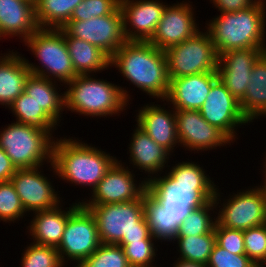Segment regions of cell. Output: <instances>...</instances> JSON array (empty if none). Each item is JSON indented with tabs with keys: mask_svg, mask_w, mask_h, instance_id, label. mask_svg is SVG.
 <instances>
[{
	"mask_svg": "<svg viewBox=\"0 0 266 267\" xmlns=\"http://www.w3.org/2000/svg\"><path fill=\"white\" fill-rule=\"evenodd\" d=\"M172 165L168 173L165 170L163 176H154L147 182V190L166 213L181 224L192 209L214 199L217 186L197 162L182 161Z\"/></svg>",
	"mask_w": 266,
	"mask_h": 267,
	"instance_id": "6da1fadb",
	"label": "cell"
},
{
	"mask_svg": "<svg viewBox=\"0 0 266 267\" xmlns=\"http://www.w3.org/2000/svg\"><path fill=\"white\" fill-rule=\"evenodd\" d=\"M113 66L151 98L165 100L170 79L164 50L149 41H126L110 58Z\"/></svg>",
	"mask_w": 266,
	"mask_h": 267,
	"instance_id": "7a4b0ae2",
	"label": "cell"
},
{
	"mask_svg": "<svg viewBox=\"0 0 266 267\" xmlns=\"http://www.w3.org/2000/svg\"><path fill=\"white\" fill-rule=\"evenodd\" d=\"M110 155L95 145L84 143L82 138L60 137L54 140L52 163L49 166L54 176L57 175L67 184L87 186L93 191L118 160Z\"/></svg>",
	"mask_w": 266,
	"mask_h": 267,
	"instance_id": "3957f363",
	"label": "cell"
},
{
	"mask_svg": "<svg viewBox=\"0 0 266 267\" xmlns=\"http://www.w3.org/2000/svg\"><path fill=\"white\" fill-rule=\"evenodd\" d=\"M266 1L259 0L251 7L221 13L205 23L217 54L229 50L266 48Z\"/></svg>",
	"mask_w": 266,
	"mask_h": 267,
	"instance_id": "277c9868",
	"label": "cell"
},
{
	"mask_svg": "<svg viewBox=\"0 0 266 267\" xmlns=\"http://www.w3.org/2000/svg\"><path fill=\"white\" fill-rule=\"evenodd\" d=\"M93 77L77 75L65 84V109L90 118L119 116L130 105V92L126 87Z\"/></svg>",
	"mask_w": 266,
	"mask_h": 267,
	"instance_id": "5b68a950",
	"label": "cell"
},
{
	"mask_svg": "<svg viewBox=\"0 0 266 267\" xmlns=\"http://www.w3.org/2000/svg\"><path fill=\"white\" fill-rule=\"evenodd\" d=\"M83 206L95 217L103 244L155 240L144 215L143 194L128 202Z\"/></svg>",
	"mask_w": 266,
	"mask_h": 267,
	"instance_id": "8992f818",
	"label": "cell"
},
{
	"mask_svg": "<svg viewBox=\"0 0 266 267\" xmlns=\"http://www.w3.org/2000/svg\"><path fill=\"white\" fill-rule=\"evenodd\" d=\"M53 135L38 126L13 122L2 127L0 147L16 169L44 167L52 163L53 144L57 138Z\"/></svg>",
	"mask_w": 266,
	"mask_h": 267,
	"instance_id": "52a82bcc",
	"label": "cell"
},
{
	"mask_svg": "<svg viewBox=\"0 0 266 267\" xmlns=\"http://www.w3.org/2000/svg\"><path fill=\"white\" fill-rule=\"evenodd\" d=\"M24 44L40 62L37 63L39 66L24 57L31 74L58 81L59 86L62 83V87L77 76L65 41L64 28H39Z\"/></svg>",
	"mask_w": 266,
	"mask_h": 267,
	"instance_id": "ba28073f",
	"label": "cell"
},
{
	"mask_svg": "<svg viewBox=\"0 0 266 267\" xmlns=\"http://www.w3.org/2000/svg\"><path fill=\"white\" fill-rule=\"evenodd\" d=\"M164 50L169 78L217 72L219 55L206 29Z\"/></svg>",
	"mask_w": 266,
	"mask_h": 267,
	"instance_id": "9c48e42d",
	"label": "cell"
},
{
	"mask_svg": "<svg viewBox=\"0 0 266 267\" xmlns=\"http://www.w3.org/2000/svg\"><path fill=\"white\" fill-rule=\"evenodd\" d=\"M219 189L217 186L213 200L216 207L220 208L215 212L216 222L220 226L245 231L266 223L265 199L259 185L239 190L235 194L233 192L229 199L224 198L223 203Z\"/></svg>",
	"mask_w": 266,
	"mask_h": 267,
	"instance_id": "30bf717a",
	"label": "cell"
},
{
	"mask_svg": "<svg viewBox=\"0 0 266 267\" xmlns=\"http://www.w3.org/2000/svg\"><path fill=\"white\" fill-rule=\"evenodd\" d=\"M100 244L95 217L88 208L80 204L69 215L61 243L57 247L62 264L67 266L75 261L74 267L78 266Z\"/></svg>",
	"mask_w": 266,
	"mask_h": 267,
	"instance_id": "8fae6325",
	"label": "cell"
},
{
	"mask_svg": "<svg viewBox=\"0 0 266 267\" xmlns=\"http://www.w3.org/2000/svg\"><path fill=\"white\" fill-rule=\"evenodd\" d=\"M63 28L72 37L98 47L109 58L127 41L123 33V16L119 6L111 14L89 20L69 21Z\"/></svg>",
	"mask_w": 266,
	"mask_h": 267,
	"instance_id": "7c38bea8",
	"label": "cell"
},
{
	"mask_svg": "<svg viewBox=\"0 0 266 267\" xmlns=\"http://www.w3.org/2000/svg\"><path fill=\"white\" fill-rule=\"evenodd\" d=\"M116 161L103 179L91 192V197L80 201L82 205H103L128 202L138 199L146 190L147 182H137L133 170ZM138 183V184H137Z\"/></svg>",
	"mask_w": 266,
	"mask_h": 267,
	"instance_id": "4fadbf2b",
	"label": "cell"
},
{
	"mask_svg": "<svg viewBox=\"0 0 266 267\" xmlns=\"http://www.w3.org/2000/svg\"><path fill=\"white\" fill-rule=\"evenodd\" d=\"M202 117L212 126L221 130L233 143L237 138V129L250 122L241 112L237 100L218 78L211 86L202 107Z\"/></svg>",
	"mask_w": 266,
	"mask_h": 267,
	"instance_id": "5bb4252c",
	"label": "cell"
},
{
	"mask_svg": "<svg viewBox=\"0 0 266 267\" xmlns=\"http://www.w3.org/2000/svg\"><path fill=\"white\" fill-rule=\"evenodd\" d=\"M176 128L181 147L204 152L233 143L221 130L209 124L199 110H175Z\"/></svg>",
	"mask_w": 266,
	"mask_h": 267,
	"instance_id": "9a60e30c",
	"label": "cell"
},
{
	"mask_svg": "<svg viewBox=\"0 0 266 267\" xmlns=\"http://www.w3.org/2000/svg\"><path fill=\"white\" fill-rule=\"evenodd\" d=\"M41 168L40 166L32 169H17L11 177V182L27 213L50 210L63 202L62 197L55 191L51 179L44 176Z\"/></svg>",
	"mask_w": 266,
	"mask_h": 267,
	"instance_id": "2e32d148",
	"label": "cell"
},
{
	"mask_svg": "<svg viewBox=\"0 0 266 267\" xmlns=\"http://www.w3.org/2000/svg\"><path fill=\"white\" fill-rule=\"evenodd\" d=\"M188 2H177L166 5L162 18L149 42L161 50L179 44L200 31L196 23L194 5Z\"/></svg>",
	"mask_w": 266,
	"mask_h": 267,
	"instance_id": "e0dca14e",
	"label": "cell"
},
{
	"mask_svg": "<svg viewBox=\"0 0 266 267\" xmlns=\"http://www.w3.org/2000/svg\"><path fill=\"white\" fill-rule=\"evenodd\" d=\"M166 5L161 0H120L125 39L149 41L156 31Z\"/></svg>",
	"mask_w": 266,
	"mask_h": 267,
	"instance_id": "ac0fdd59",
	"label": "cell"
},
{
	"mask_svg": "<svg viewBox=\"0 0 266 267\" xmlns=\"http://www.w3.org/2000/svg\"><path fill=\"white\" fill-rule=\"evenodd\" d=\"M264 52L266 48H247L219 55L218 78L237 100L246 94L252 67Z\"/></svg>",
	"mask_w": 266,
	"mask_h": 267,
	"instance_id": "d6986e66",
	"label": "cell"
},
{
	"mask_svg": "<svg viewBox=\"0 0 266 267\" xmlns=\"http://www.w3.org/2000/svg\"><path fill=\"white\" fill-rule=\"evenodd\" d=\"M169 79V90L164 101L175 110H199L218 74L205 72Z\"/></svg>",
	"mask_w": 266,
	"mask_h": 267,
	"instance_id": "ffe728a7",
	"label": "cell"
},
{
	"mask_svg": "<svg viewBox=\"0 0 266 267\" xmlns=\"http://www.w3.org/2000/svg\"><path fill=\"white\" fill-rule=\"evenodd\" d=\"M163 102L165 103L163 106L160 104L156 105L155 102L144 104L135 115V121L158 145L173 154L175 151L174 147L176 145L180 146L176 128L175 109H166L164 105L167 103Z\"/></svg>",
	"mask_w": 266,
	"mask_h": 267,
	"instance_id": "44dd1931",
	"label": "cell"
},
{
	"mask_svg": "<svg viewBox=\"0 0 266 267\" xmlns=\"http://www.w3.org/2000/svg\"><path fill=\"white\" fill-rule=\"evenodd\" d=\"M136 126L128 145V152L130 154V158H128L130 159L129 164H132L133 168L141 170L140 172L144 170V173L148 175L143 180L149 182L154 176L162 174L165 167L169 169L170 165H168V162L172 158V154L164 147L158 145L137 124Z\"/></svg>",
	"mask_w": 266,
	"mask_h": 267,
	"instance_id": "7402d4cb",
	"label": "cell"
},
{
	"mask_svg": "<svg viewBox=\"0 0 266 267\" xmlns=\"http://www.w3.org/2000/svg\"><path fill=\"white\" fill-rule=\"evenodd\" d=\"M34 1L0 0V40L16 36L24 42L39 29Z\"/></svg>",
	"mask_w": 266,
	"mask_h": 267,
	"instance_id": "603a6c76",
	"label": "cell"
},
{
	"mask_svg": "<svg viewBox=\"0 0 266 267\" xmlns=\"http://www.w3.org/2000/svg\"><path fill=\"white\" fill-rule=\"evenodd\" d=\"M78 199L70 207L63 210L61 203L56 208L50 210L33 212V219L29 222L27 229L28 235L31 236L32 243L38 245H46L58 247L61 243L64 228L67 223L69 215L80 205Z\"/></svg>",
	"mask_w": 266,
	"mask_h": 267,
	"instance_id": "cb8c5ba5",
	"label": "cell"
},
{
	"mask_svg": "<svg viewBox=\"0 0 266 267\" xmlns=\"http://www.w3.org/2000/svg\"><path fill=\"white\" fill-rule=\"evenodd\" d=\"M0 55V105L6 109L24 92L31 72L19 52L12 50Z\"/></svg>",
	"mask_w": 266,
	"mask_h": 267,
	"instance_id": "d4e9b609",
	"label": "cell"
},
{
	"mask_svg": "<svg viewBox=\"0 0 266 267\" xmlns=\"http://www.w3.org/2000/svg\"><path fill=\"white\" fill-rule=\"evenodd\" d=\"M246 94L239 101L241 112L252 123L254 119L266 117V52L252 67Z\"/></svg>",
	"mask_w": 266,
	"mask_h": 267,
	"instance_id": "484cf974",
	"label": "cell"
},
{
	"mask_svg": "<svg viewBox=\"0 0 266 267\" xmlns=\"http://www.w3.org/2000/svg\"><path fill=\"white\" fill-rule=\"evenodd\" d=\"M57 87V81L30 74L26 81L24 92L32 96L59 127L62 113L65 110V98L64 93L59 89L60 87Z\"/></svg>",
	"mask_w": 266,
	"mask_h": 267,
	"instance_id": "4316f807",
	"label": "cell"
},
{
	"mask_svg": "<svg viewBox=\"0 0 266 267\" xmlns=\"http://www.w3.org/2000/svg\"><path fill=\"white\" fill-rule=\"evenodd\" d=\"M65 41L77 75L95 74L110 68V58L98 47L72 37L66 30Z\"/></svg>",
	"mask_w": 266,
	"mask_h": 267,
	"instance_id": "83f0119b",
	"label": "cell"
},
{
	"mask_svg": "<svg viewBox=\"0 0 266 267\" xmlns=\"http://www.w3.org/2000/svg\"><path fill=\"white\" fill-rule=\"evenodd\" d=\"M143 205L150 233L155 240L174 243L180 226L178 221L166 213L161 203L148 190L143 193Z\"/></svg>",
	"mask_w": 266,
	"mask_h": 267,
	"instance_id": "f1b7e54d",
	"label": "cell"
},
{
	"mask_svg": "<svg viewBox=\"0 0 266 267\" xmlns=\"http://www.w3.org/2000/svg\"><path fill=\"white\" fill-rule=\"evenodd\" d=\"M83 0H35V18L40 29H61Z\"/></svg>",
	"mask_w": 266,
	"mask_h": 267,
	"instance_id": "f546056e",
	"label": "cell"
},
{
	"mask_svg": "<svg viewBox=\"0 0 266 267\" xmlns=\"http://www.w3.org/2000/svg\"><path fill=\"white\" fill-rule=\"evenodd\" d=\"M14 117L15 122L27 125L38 126L49 130L52 134L57 130V124L45 113L32 96L23 92L8 107Z\"/></svg>",
	"mask_w": 266,
	"mask_h": 267,
	"instance_id": "4dcf8cb0",
	"label": "cell"
},
{
	"mask_svg": "<svg viewBox=\"0 0 266 267\" xmlns=\"http://www.w3.org/2000/svg\"><path fill=\"white\" fill-rule=\"evenodd\" d=\"M177 251L180 253L177 259L207 264L212 249L216 243L214 229L203 235L176 237Z\"/></svg>",
	"mask_w": 266,
	"mask_h": 267,
	"instance_id": "1f68e13d",
	"label": "cell"
},
{
	"mask_svg": "<svg viewBox=\"0 0 266 267\" xmlns=\"http://www.w3.org/2000/svg\"><path fill=\"white\" fill-rule=\"evenodd\" d=\"M215 209L217 210L214 200L192 209L180 224L176 237L197 236L211 232L216 224V215L213 216Z\"/></svg>",
	"mask_w": 266,
	"mask_h": 267,
	"instance_id": "d6a6232c",
	"label": "cell"
},
{
	"mask_svg": "<svg viewBox=\"0 0 266 267\" xmlns=\"http://www.w3.org/2000/svg\"><path fill=\"white\" fill-rule=\"evenodd\" d=\"M76 267H130L123 248L118 244H103Z\"/></svg>",
	"mask_w": 266,
	"mask_h": 267,
	"instance_id": "836d02e7",
	"label": "cell"
},
{
	"mask_svg": "<svg viewBox=\"0 0 266 267\" xmlns=\"http://www.w3.org/2000/svg\"><path fill=\"white\" fill-rule=\"evenodd\" d=\"M156 243V240H140L117 244L123 248L130 267H157L154 265L158 251Z\"/></svg>",
	"mask_w": 266,
	"mask_h": 267,
	"instance_id": "e575fe53",
	"label": "cell"
},
{
	"mask_svg": "<svg viewBox=\"0 0 266 267\" xmlns=\"http://www.w3.org/2000/svg\"><path fill=\"white\" fill-rule=\"evenodd\" d=\"M27 216L13 183L0 182V221L11 223Z\"/></svg>",
	"mask_w": 266,
	"mask_h": 267,
	"instance_id": "d590c367",
	"label": "cell"
},
{
	"mask_svg": "<svg viewBox=\"0 0 266 267\" xmlns=\"http://www.w3.org/2000/svg\"><path fill=\"white\" fill-rule=\"evenodd\" d=\"M21 257L22 267H64L56 247L30 243Z\"/></svg>",
	"mask_w": 266,
	"mask_h": 267,
	"instance_id": "8d00e7d4",
	"label": "cell"
},
{
	"mask_svg": "<svg viewBox=\"0 0 266 267\" xmlns=\"http://www.w3.org/2000/svg\"><path fill=\"white\" fill-rule=\"evenodd\" d=\"M245 254L260 267H265L266 223L243 231Z\"/></svg>",
	"mask_w": 266,
	"mask_h": 267,
	"instance_id": "74e56055",
	"label": "cell"
},
{
	"mask_svg": "<svg viewBox=\"0 0 266 267\" xmlns=\"http://www.w3.org/2000/svg\"><path fill=\"white\" fill-rule=\"evenodd\" d=\"M120 0H83L73 11L70 21L89 20L111 14Z\"/></svg>",
	"mask_w": 266,
	"mask_h": 267,
	"instance_id": "f35d334b",
	"label": "cell"
},
{
	"mask_svg": "<svg viewBox=\"0 0 266 267\" xmlns=\"http://www.w3.org/2000/svg\"><path fill=\"white\" fill-rule=\"evenodd\" d=\"M207 267H256L246 254H233L215 243Z\"/></svg>",
	"mask_w": 266,
	"mask_h": 267,
	"instance_id": "ab89813d",
	"label": "cell"
},
{
	"mask_svg": "<svg viewBox=\"0 0 266 267\" xmlns=\"http://www.w3.org/2000/svg\"><path fill=\"white\" fill-rule=\"evenodd\" d=\"M214 232L219 246L236 255L245 254L242 230L222 227L216 222Z\"/></svg>",
	"mask_w": 266,
	"mask_h": 267,
	"instance_id": "60d3db41",
	"label": "cell"
},
{
	"mask_svg": "<svg viewBox=\"0 0 266 267\" xmlns=\"http://www.w3.org/2000/svg\"><path fill=\"white\" fill-rule=\"evenodd\" d=\"M259 0H210V3L220 11V13L236 12L247 9L256 4Z\"/></svg>",
	"mask_w": 266,
	"mask_h": 267,
	"instance_id": "b9f144b4",
	"label": "cell"
},
{
	"mask_svg": "<svg viewBox=\"0 0 266 267\" xmlns=\"http://www.w3.org/2000/svg\"><path fill=\"white\" fill-rule=\"evenodd\" d=\"M16 170L17 169L12 164L11 159L0 147V182L10 181Z\"/></svg>",
	"mask_w": 266,
	"mask_h": 267,
	"instance_id": "7bdbcfd3",
	"label": "cell"
},
{
	"mask_svg": "<svg viewBox=\"0 0 266 267\" xmlns=\"http://www.w3.org/2000/svg\"><path fill=\"white\" fill-rule=\"evenodd\" d=\"M173 267H207V266L206 264L188 262V261L177 259L174 261Z\"/></svg>",
	"mask_w": 266,
	"mask_h": 267,
	"instance_id": "ee69618b",
	"label": "cell"
},
{
	"mask_svg": "<svg viewBox=\"0 0 266 267\" xmlns=\"http://www.w3.org/2000/svg\"><path fill=\"white\" fill-rule=\"evenodd\" d=\"M265 154H266V153H265ZM264 160H265V161L263 162V163H264V164H263V168H264V169H263V172H262L263 175H264V176H263V177H264V178H263L264 181L261 182V183H266V156H265V159H264Z\"/></svg>",
	"mask_w": 266,
	"mask_h": 267,
	"instance_id": "f6af8a7d",
	"label": "cell"
},
{
	"mask_svg": "<svg viewBox=\"0 0 266 267\" xmlns=\"http://www.w3.org/2000/svg\"><path fill=\"white\" fill-rule=\"evenodd\" d=\"M263 192V195H264V199H265V206H266V183H263V185L261 184L259 186Z\"/></svg>",
	"mask_w": 266,
	"mask_h": 267,
	"instance_id": "bcb514c9",
	"label": "cell"
}]
</instances>
